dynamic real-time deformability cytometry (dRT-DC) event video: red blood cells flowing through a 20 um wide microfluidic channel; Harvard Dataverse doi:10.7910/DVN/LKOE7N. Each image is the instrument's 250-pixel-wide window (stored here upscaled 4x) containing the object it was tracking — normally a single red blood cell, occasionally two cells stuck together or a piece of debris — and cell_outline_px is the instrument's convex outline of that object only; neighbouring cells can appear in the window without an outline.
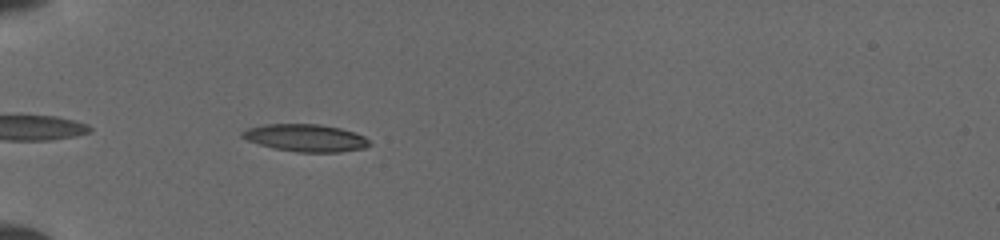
{"species": "common noctule bat (a hibernating species)", "species_latin": "Nyctalus noctula", "temperature_condition": "cold", "stored_images_in_passage": 6, "camera_frame_rate_fps": 3000, "um_per_image_px": 0.085, "animal": {"sex": "female", "body_mass_g": 19.5, "forearm_length_mm": 54.1}, "frame": {"image": 1, "passage_image": 3, "time_ms": 1.667, "image_size_px": [1000, 240], "cell_outline_px": [[372, 144], [364, 148], [340, 152], [296, 152], [272, 148], [248, 140], [240, 136], [240, 132], [248, 128], [264, 124], [320, 124], [340, 128], [364, 136]], "centroid_in_image_um": [25.96, 11.72], "position_along_channel_um": 59.0, "area_um2": 20.29}}
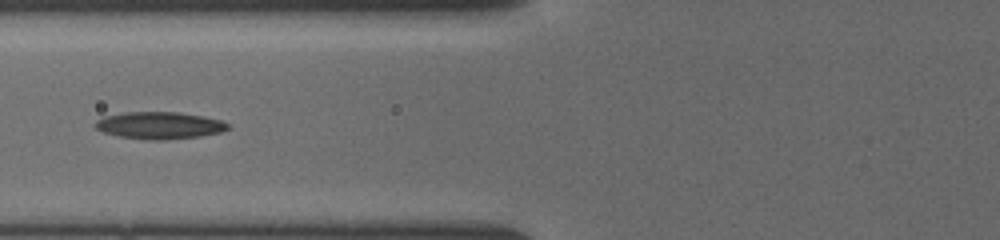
{"frame": {"image": 2, "passage_image": 5, "time_ms": 3.333, "image_size_px": [1000, 240], "cell_outline_px": [[228, 128], [220, 132], [200, 136], [164, 140], [148, 140], [120, 136], [104, 132], [96, 128], [92, 124], [96, 120], [104, 116], [124, 112], [180, 112], [220, 120], [228, 124]], "centroid_in_image_um": [13.5, 10.65], "position_along_channel_um": 112.3, "area_um2": 20.81}}